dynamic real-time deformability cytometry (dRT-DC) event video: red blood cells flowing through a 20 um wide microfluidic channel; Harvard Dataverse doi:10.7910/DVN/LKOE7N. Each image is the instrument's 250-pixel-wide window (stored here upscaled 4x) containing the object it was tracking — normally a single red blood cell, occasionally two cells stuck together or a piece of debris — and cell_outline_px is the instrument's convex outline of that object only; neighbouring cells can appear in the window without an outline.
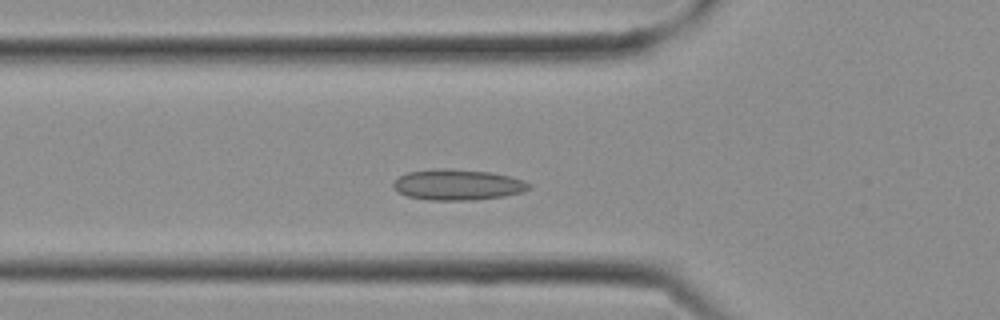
{"species": "Egyptian fruit bat (a non-hibernating species)", "species_latin": "Rousettus aegyptiacus", "temperature_condition": "cold", "stored_images_in_passage": 9, "camera_frame_rate_fps": 3000, "um_per_image_px": 0.085, "frame": {"image": 1, "passage_image": 7, "time_ms": 2.0, "image_size_px": [1000, 320], "cell_outline_px": [[532, 188], [520, 192], [504, 196], [472, 200], [428, 200], [408, 196], [400, 192], [392, 184], [400, 176], [408, 172], [440, 168], [448, 168], [492, 172], [524, 180], [532, 184]], "centroid_in_image_um": [38.95, 15.69], "position_along_channel_um": 86.9, "area_um2": 24.22}}
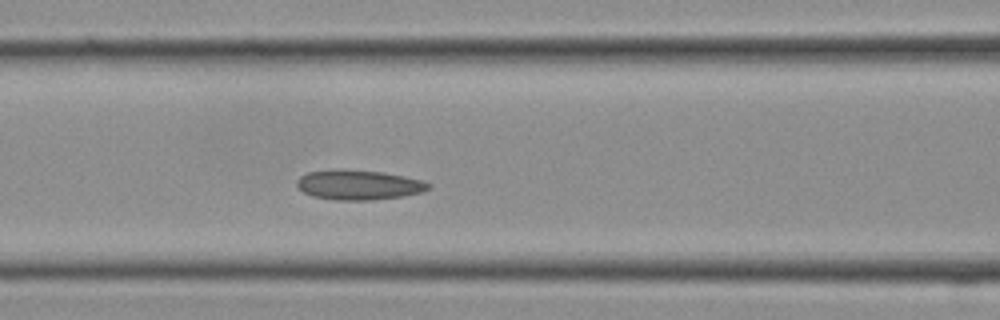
{"frame": {"image": 2, "passage_image": 9, "time_ms": 2.667, "image_size_px": [1000, 320], "cell_outline_px": [[432, 184], [424, 192], [404, 196], [372, 200], [336, 200], [312, 196], [304, 192], [296, 184], [296, 180], [300, 176], [308, 172], [336, 168], [344, 168], [384, 172], [404, 176], [420, 180]], "centroid_in_image_um": [30.48, 15.7], "position_along_channel_um": 136.1, "area_um2": 23.18}}